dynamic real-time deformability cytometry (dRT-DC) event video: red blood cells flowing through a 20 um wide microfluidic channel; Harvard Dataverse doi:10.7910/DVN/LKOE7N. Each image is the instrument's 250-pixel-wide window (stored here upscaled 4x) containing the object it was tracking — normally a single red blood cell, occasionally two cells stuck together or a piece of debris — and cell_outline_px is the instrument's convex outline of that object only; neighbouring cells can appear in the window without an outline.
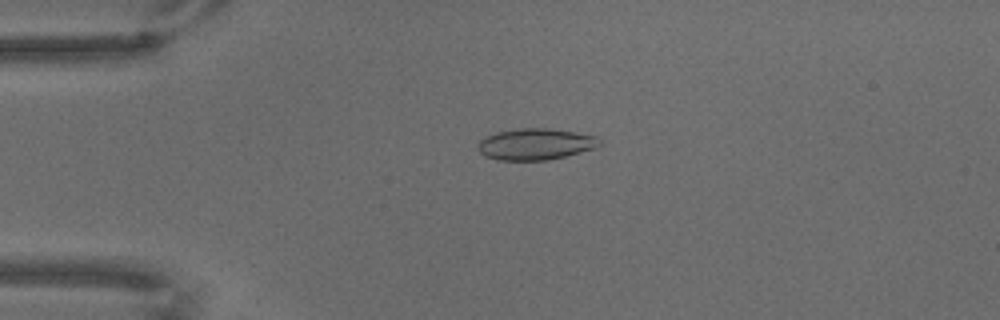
{"species": "common noctule bat (a hibernating species)", "species_latin": "Nyctalus noctula", "temperature_condition": "warm", "stored_images_in_passage": 70, "camera_frame_rate_fps": 3000, "um_per_image_px": 0.085, "animal": {"sex": "male", "body_mass_g": 18.8}, "frame": {"image": 1, "passage_image": 17, "time_ms": 5.333, "image_size_px": [1000, 320], "cell_outline_px": [[600, 144], [596, 148], [548, 160], [500, 160], [484, 156], [476, 148], [476, 144], [480, 140], [496, 132], [520, 128], [548, 128], [576, 132], [596, 136], [600, 140]], "centroid_in_image_um": [45.5, 12.25], "position_along_channel_um": 39.5, "area_um2": 22.25}}
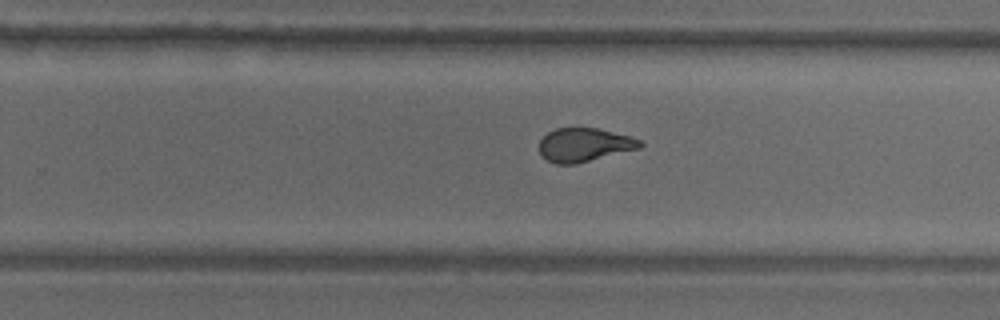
{"frame": {"image": 2, "passage_image": 45, "time_ms": 14.667, "image_size_px": [1000, 320], "cell_outline_px": [[644, 144], [640, 148], [576, 164], [556, 164], [548, 160], [540, 152], [540, 140], [548, 132], [556, 128], [596, 128], [628, 136], [640, 140]], "centroid_in_image_um": [49.66, 12.32], "position_along_channel_um": 280.1, "area_um2": 19.48}}
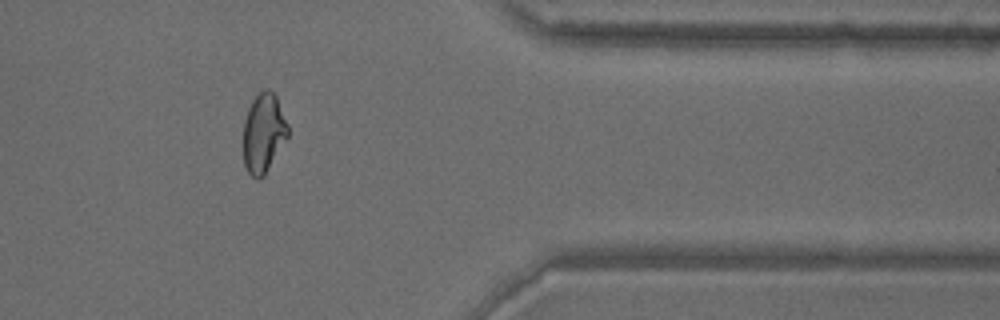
{"frame": {"image": 3, "passage_image": 58, "time_ms": 19.0, "image_size_px": [1000, 320], "cell_outline_px": [[288, 136], [264, 176], [260, 180], [256, 180], [248, 172], [244, 164], [244, 120], [248, 108], [252, 100], [264, 88], [268, 88], [276, 96], [288, 124]], "centroid_in_image_um": [22.4, 11.31], "position_along_channel_um": 389.0, "area_um2": 20.58}}